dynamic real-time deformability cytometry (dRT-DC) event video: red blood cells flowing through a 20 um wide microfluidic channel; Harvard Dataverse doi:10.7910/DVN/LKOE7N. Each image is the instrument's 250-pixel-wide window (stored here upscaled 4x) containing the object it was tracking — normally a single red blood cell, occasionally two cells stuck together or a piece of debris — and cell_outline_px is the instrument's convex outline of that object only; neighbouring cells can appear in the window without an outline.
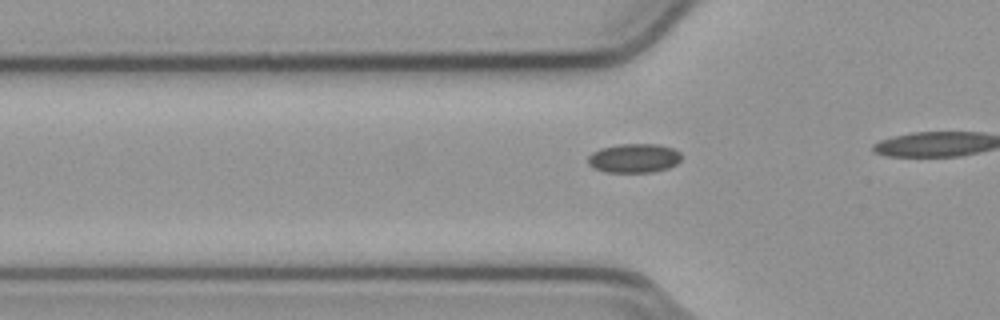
{"species": "common noctule bat (a hibernating species)", "species_latin": "Nyctalus noctula", "temperature_condition": "cold", "stored_images_in_passage": 12, "camera_frame_rate_fps": 3000, "um_per_image_px": 0.085, "animal": {"sex": "male", "body_mass_g": 23.1, "forearm_length_mm": 52.7}, "frame": {"image": 1, "passage_image": 7, "time_ms": 2.0, "image_size_px": [1000, 320], "cell_outline_px": [[680, 160], [676, 164], [668, 168], [652, 172], [604, 172], [592, 168], [588, 164], [588, 156], [592, 152], [600, 148], [620, 144], [656, 144], [672, 148], [680, 152]], "centroid_in_image_um": [53.85, 13.45], "position_along_channel_um": 71.9, "area_um2": 15.9}}